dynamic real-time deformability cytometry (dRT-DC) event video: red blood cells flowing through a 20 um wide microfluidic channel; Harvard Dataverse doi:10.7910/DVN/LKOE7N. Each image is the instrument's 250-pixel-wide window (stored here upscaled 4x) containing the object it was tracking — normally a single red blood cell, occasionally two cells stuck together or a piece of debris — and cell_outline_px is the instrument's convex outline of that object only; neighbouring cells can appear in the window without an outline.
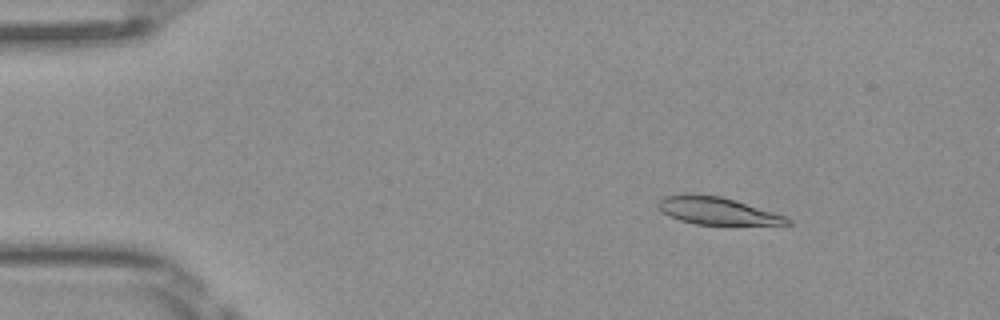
{"species": "Egyptian fruit bat (a non-hibernating species)", "species_latin": "Rousettus aegyptiacus", "temperature_condition": "room temperature", "stored_images_in_passage": 16, "camera_frame_rate_fps": 3000, "um_per_image_px": 0.085, "frame": {"image": 1, "passage_image": 7, "time_ms": 2.0, "image_size_px": [1000, 320], "cell_outline_px": [[792, 224], [696, 224], [680, 220], [668, 216], [656, 208], [656, 204], [664, 196], [688, 192], [720, 196], [736, 200], [784, 216], [792, 220]], "centroid_in_image_um": [60.85, 17.89], "position_along_channel_um": 24.1, "area_um2": 20.63}}